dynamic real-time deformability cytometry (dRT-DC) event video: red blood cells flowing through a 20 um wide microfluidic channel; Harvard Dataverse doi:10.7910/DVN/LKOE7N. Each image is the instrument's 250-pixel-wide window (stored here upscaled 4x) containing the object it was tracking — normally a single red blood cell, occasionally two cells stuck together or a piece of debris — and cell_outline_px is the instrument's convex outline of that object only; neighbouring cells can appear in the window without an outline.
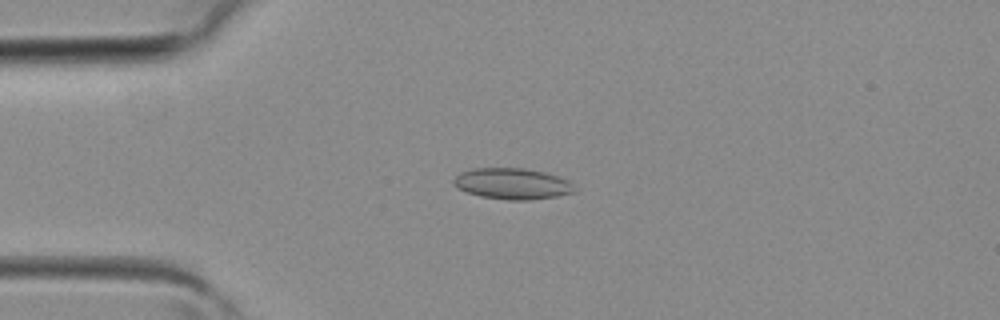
{"species": "common noctule bat (a hibernating species)", "species_latin": "Nyctalus noctula", "temperature_condition": "room temperature", "stored_images_in_passage": 33, "camera_frame_rate_fps": 3000, "um_per_image_px": 0.085, "animal": {"sex": "female", "body_mass_g": 19.3, "forearm_length_mm": 54.1}, "frame": {"image": 1, "passage_image": 3, "time_ms": 0.667, "image_size_px": [1000, 320], "cell_outline_px": [[576, 192], [556, 196], [528, 200], [508, 200], [480, 196], [456, 188], [452, 180], [460, 172], [472, 168], [524, 168], [544, 172], [568, 180], [572, 184]], "centroid_in_image_um": [43.52, 15.61], "position_along_channel_um": 41.5, "area_um2": 21.85}}
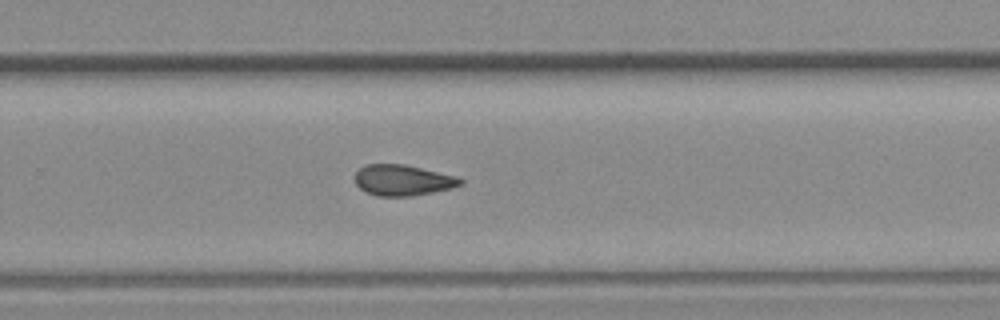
{"frame": {"image": 2, "passage_image": 19, "time_ms": 6.0, "image_size_px": [1000, 320], "cell_outline_px": [[464, 184], [452, 188], [412, 196], [376, 196], [364, 192], [356, 184], [356, 172], [360, 168], [368, 164], [404, 164], [456, 176], [464, 180]], "centroid_in_image_um": [34.24, 15.32], "position_along_channel_um": 295.6, "area_um2": 18.96}}
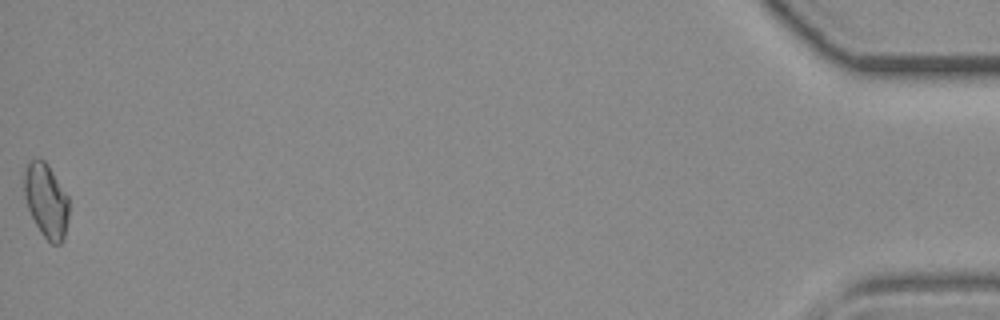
{"frame": {"image": 3, "passage_image": 33, "time_ms": 10.667, "image_size_px": [1000, 320], "cell_outline_px": [[68, 216], [64, 240], [60, 244], [52, 244], [44, 236], [36, 224], [28, 208], [24, 196], [24, 168], [28, 160], [44, 160], [48, 164], [68, 196]], "centroid_in_image_um": [3.92, 17.03], "position_along_channel_um": 431.3, "area_um2": 19.25}}